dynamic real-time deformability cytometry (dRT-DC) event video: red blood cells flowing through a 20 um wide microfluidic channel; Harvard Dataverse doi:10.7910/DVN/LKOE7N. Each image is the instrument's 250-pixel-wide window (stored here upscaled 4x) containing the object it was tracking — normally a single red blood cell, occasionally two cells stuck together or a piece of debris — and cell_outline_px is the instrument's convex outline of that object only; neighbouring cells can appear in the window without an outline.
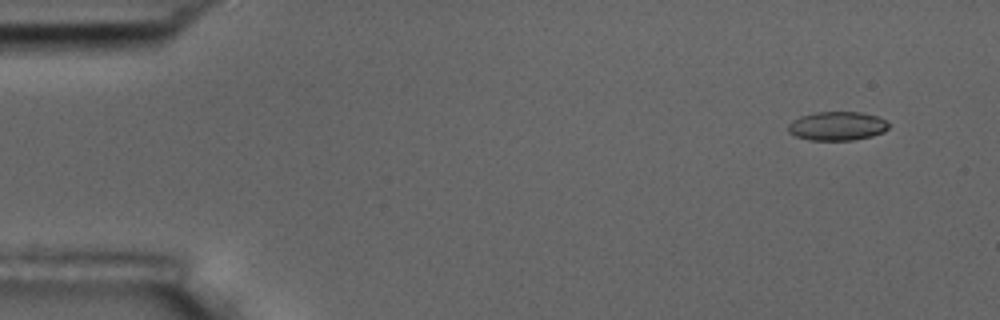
{"species": "common noctule bat (a hibernating species)", "species_latin": "Nyctalus noctula", "temperature_condition": "room temperature", "stored_images_in_passage": 53, "camera_frame_rate_fps": 3000, "um_per_image_px": 0.085, "animal": {"sex": "male", "body_mass_g": 17.5, "forearm_length_mm": 52.3}, "frame": {"image": 1, "passage_image": 1, "time_ms": 0.0, "image_size_px": [1000, 320], "cell_outline_px": [[888, 128], [884, 132], [872, 136], [852, 140], [808, 140], [796, 136], [788, 132], [788, 124], [792, 120], [800, 116], [816, 112], [860, 112], [876, 116], [884, 120], [888, 124]], "centroid_in_image_um": [71.13, 10.71], "position_along_channel_um": 13.9, "area_um2": 16.88}}
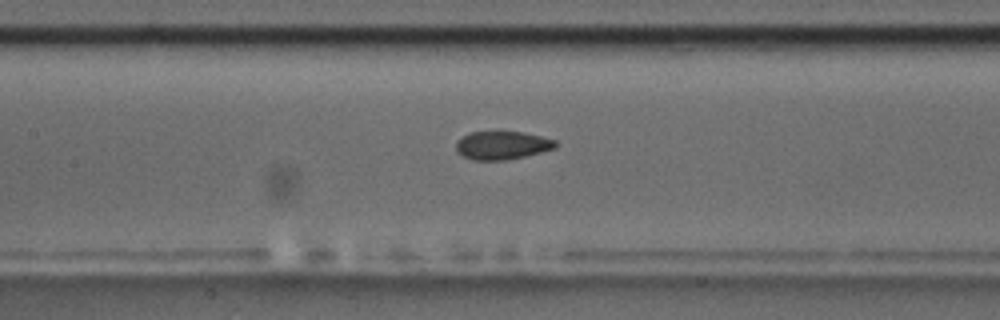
{"frame": {"image": 2, "passage_image": 23, "time_ms": 7.333, "image_size_px": [1000, 320], "cell_outline_px": [[556, 148], [524, 156], [504, 160], [472, 160], [456, 152], [456, 140], [468, 132], [496, 128], [524, 132], [556, 140]], "centroid_in_image_um": [42.62, 12.29], "position_along_channel_um": 164.8, "area_um2": 17.17}}
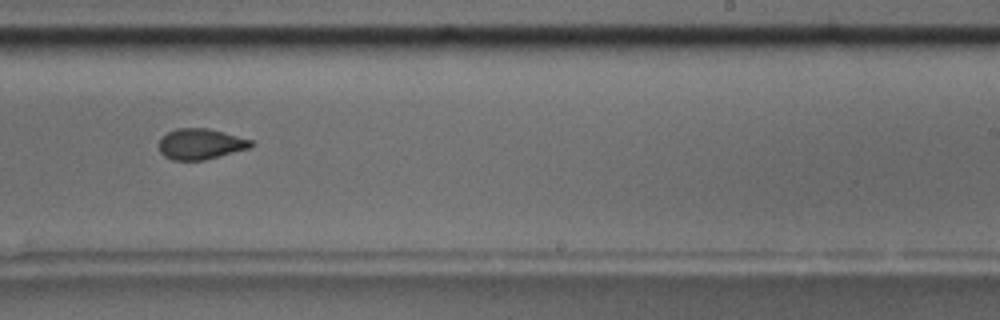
{"frame": {"image": 3, "passage_image": 32, "time_ms": 10.333, "image_size_px": [1000, 320], "cell_outline_px": [[256, 144], [252, 148], [204, 160], [172, 160], [164, 156], [160, 152], [160, 140], [168, 132], [176, 128], [208, 128], [252, 140]], "centroid_in_image_um": [17.1, 12.25], "position_along_channel_um": 271.9, "area_um2": 16.53}, "authors_computed_cell_mechanics": {"area_um2": 17.1666, "velocity_mm_per_s": 3.5964, "shape_relaxation_time_tau1_ms": 4.0248, "shape_relaxation_time_tau2_ms": 1.5946, "deformation_change_tau1": 0.1293, "deformation_change_tau2": 0.0692}}